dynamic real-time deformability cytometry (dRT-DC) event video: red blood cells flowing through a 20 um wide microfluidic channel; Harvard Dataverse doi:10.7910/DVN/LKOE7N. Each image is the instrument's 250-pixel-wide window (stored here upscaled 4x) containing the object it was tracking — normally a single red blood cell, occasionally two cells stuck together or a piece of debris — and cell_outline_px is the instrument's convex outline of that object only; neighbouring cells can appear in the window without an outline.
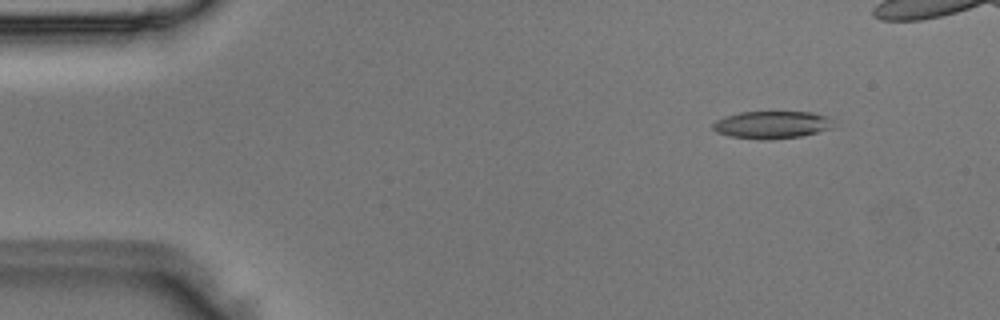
{"species": "Egyptian fruit bat (a non-hibernating species)", "species_latin": "Rousettus aegyptiacus", "temperature_condition": "room temperature", "stored_images_in_passage": 4, "camera_frame_rate_fps": 3000, "um_per_image_px": 0.085, "animal": {"sex": "male"}, "frame": {"image": 1, "passage_image": 1, "time_ms": 0.0, "image_size_px": [1000, 320], "cell_outline_px": [[836, 128], [800, 136], [764, 140], [732, 136], [716, 132], [712, 128], [712, 124], [716, 120], [724, 116], [740, 112], [812, 112], [832, 116], [836, 120]], "centroid_in_image_um": [65.72, 10.59], "position_along_channel_um": 19.3, "area_um2": 19.71}}
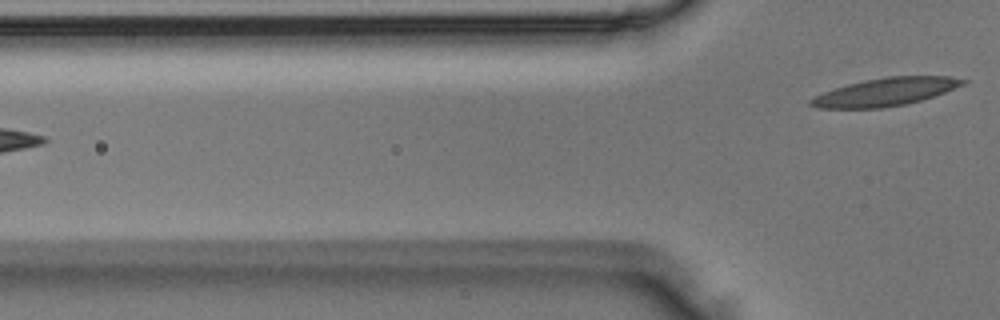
{"frame": {"image": 2, "passage_image": 4, "time_ms": 1.0, "image_size_px": [1000, 320], "cell_outline_px": [[968, 80], [964, 84], [944, 92], [920, 100], [904, 104], [880, 108], [816, 108], [808, 104], [808, 100], [824, 92], [848, 84], [864, 80], [888, 76], [948, 76]], "centroid_in_image_um": [75.23, 7.81], "position_along_channel_um": 50.6, "area_um2": 24.39}}